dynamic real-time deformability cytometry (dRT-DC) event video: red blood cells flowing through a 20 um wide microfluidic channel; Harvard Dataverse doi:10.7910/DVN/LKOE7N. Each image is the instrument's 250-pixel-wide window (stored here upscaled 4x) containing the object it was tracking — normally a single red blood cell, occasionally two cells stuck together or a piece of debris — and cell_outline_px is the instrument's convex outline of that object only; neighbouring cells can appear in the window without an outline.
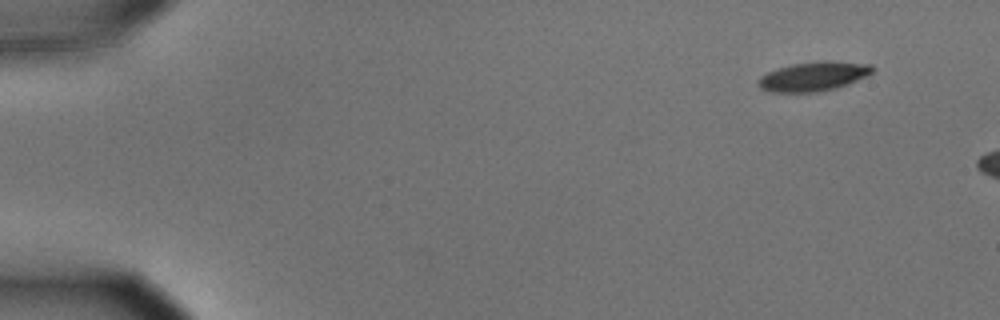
{"species": "common noctule bat (a hibernating species)", "species_latin": "Nyctalus noctula", "temperature_condition": "cold", "stored_images_in_passage": 6, "camera_frame_rate_fps": 3000, "um_per_image_px": 0.085, "animal": {"sex": "male", "body_mass_g": 15.6}, "frame": {"image": 1, "passage_image": 1, "time_ms": 0.0, "image_size_px": [1000, 320], "cell_outline_px": [[876, 68], [872, 72], [848, 84], [836, 88], [816, 92], [772, 92], [760, 88], [756, 84], [756, 80], [760, 76], [776, 68], [792, 64], [820, 60], [832, 60], [872, 64]], "centroid_in_image_um": [69.13, 6.47], "position_along_channel_um": 15.9, "area_um2": 19.77}}